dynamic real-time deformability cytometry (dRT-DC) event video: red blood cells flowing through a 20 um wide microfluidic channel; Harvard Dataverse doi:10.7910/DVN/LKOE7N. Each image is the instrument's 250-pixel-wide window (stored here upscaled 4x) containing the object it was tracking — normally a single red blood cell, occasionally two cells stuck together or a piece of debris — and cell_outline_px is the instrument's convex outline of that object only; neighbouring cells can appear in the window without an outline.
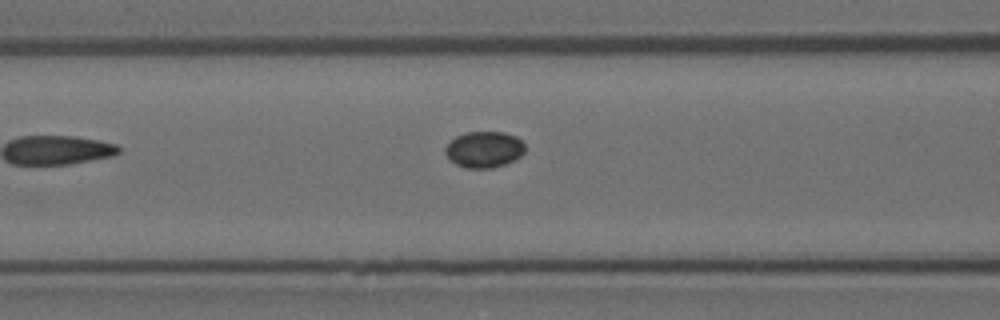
{"species": "Egyptian fruit bat (a non-hibernating species)", "species_latin": "Rousettus aegyptiacus", "temperature_condition": "room temperature", "stored_images_in_passage": 8, "camera_frame_rate_fps": 3000, "um_per_image_px": 0.085, "animal": {"sex": "female"}, "frame": {"image": 1, "passage_image": 6, "time_ms": 1.667, "image_size_px": [1000, 320], "cell_outline_px": [[524, 152], [520, 156], [504, 164], [492, 168], [464, 168], [456, 164], [444, 152], [444, 148], [456, 136], [464, 132], [504, 132], [516, 136], [524, 144]], "centroid_in_image_um": [41.14, 12.7], "position_along_channel_um": 125.5, "area_um2": 16.7}}
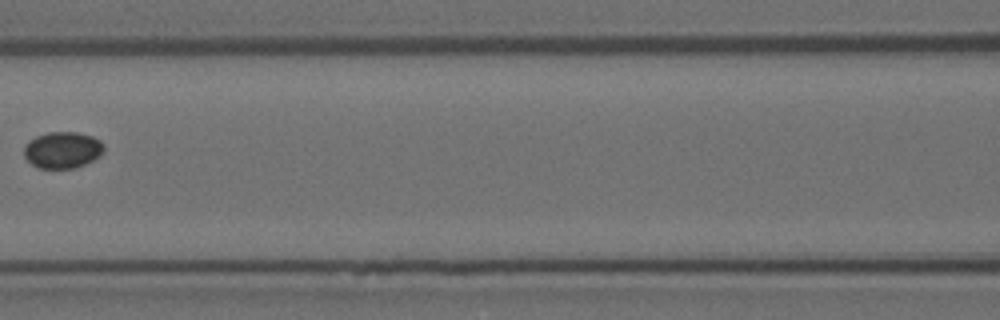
{"frame": {"image": 2, "passage_image": 7, "time_ms": 2.0, "image_size_px": [1000, 320], "cell_outline_px": [[104, 148], [100, 156], [76, 168], [36, 168], [24, 156], [24, 144], [28, 140], [36, 136], [48, 132], [76, 132], [92, 136], [100, 140], [104, 144]], "centroid_in_image_um": [5.3, 12.74], "position_along_channel_um": 161.3, "area_um2": 17.11}}
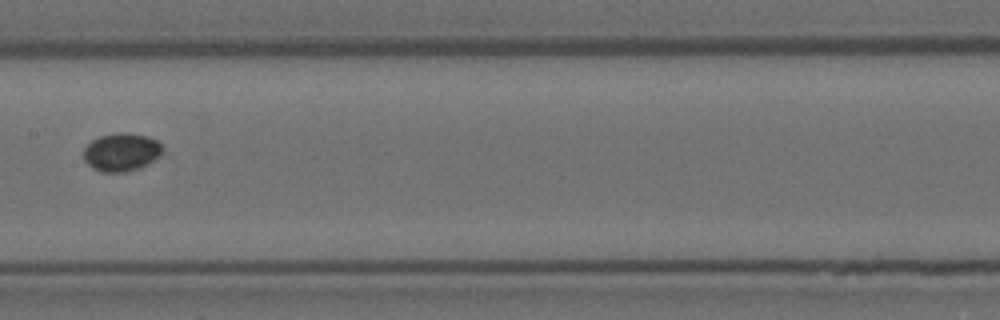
{"frame": {"image": 3, "passage_image": 8, "time_ms": 2.333, "image_size_px": [1000, 320], "cell_outline_px": [[164, 148], [148, 164], [140, 168], [124, 172], [100, 172], [92, 168], [84, 160], [84, 148], [92, 140], [100, 136], [120, 132], [128, 132], [148, 136], [156, 140]], "centroid_in_image_um": [10.29, 12.93], "position_along_channel_um": 197.1, "area_um2": 17.46}}